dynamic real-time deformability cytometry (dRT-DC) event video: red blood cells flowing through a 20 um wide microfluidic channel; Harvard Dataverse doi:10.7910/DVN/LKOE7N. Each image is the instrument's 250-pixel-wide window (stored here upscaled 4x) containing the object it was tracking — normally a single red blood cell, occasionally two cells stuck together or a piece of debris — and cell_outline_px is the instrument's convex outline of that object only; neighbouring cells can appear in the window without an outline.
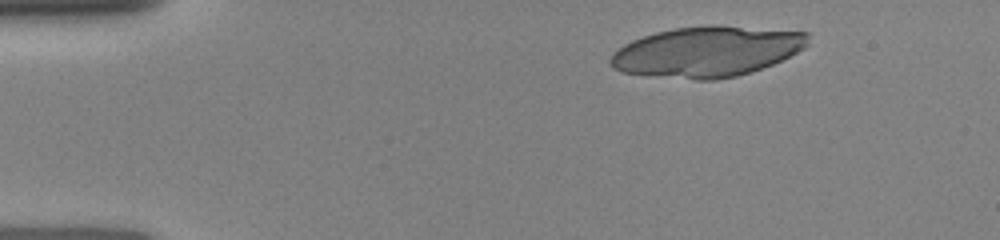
{"species": "human", "species_latin": "Homo sapiens", "temperature_condition": "room temperature", "stored_images_in_passage": 5, "camera_frame_rate_fps": 3000, "um_per_image_px": 0.085, "donor": {"sex": "female"}, "frame": {"image": 1, "passage_image": 2, "time_ms": 1.0, "image_size_px": [1000, 240], "cell_outline_px": [[808, 44], [804, 48], [772, 64], [736, 76], [716, 80], [696, 80], [620, 72], [612, 68], [608, 64], [608, 60], [612, 52], [624, 44], [632, 40], [656, 32], [676, 28], [708, 24], [712, 24], [808, 32]], "centroid_in_image_um": [60.04, 4.38], "position_along_channel_um": 25.0, "area_um2": 58.09}}
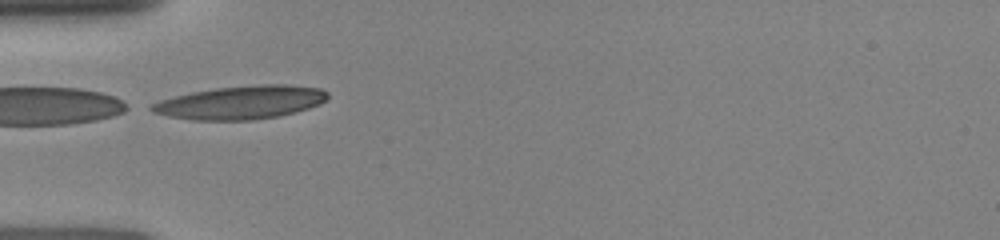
{"frame": {"image": 2, "passage_image": 5, "time_ms": 4.0, "image_size_px": [1000, 240], "cell_outline_px": [[328, 96], [320, 104], [296, 112], [280, 116], [252, 120], [192, 120], [168, 116], [152, 112], [144, 108], [160, 100], [192, 92], [216, 88], [264, 84], [288, 84], [320, 88], [328, 92]], "centroid_in_image_um": [20.46, 8.71], "position_along_channel_um": 64.5, "area_um2": 34.28}}